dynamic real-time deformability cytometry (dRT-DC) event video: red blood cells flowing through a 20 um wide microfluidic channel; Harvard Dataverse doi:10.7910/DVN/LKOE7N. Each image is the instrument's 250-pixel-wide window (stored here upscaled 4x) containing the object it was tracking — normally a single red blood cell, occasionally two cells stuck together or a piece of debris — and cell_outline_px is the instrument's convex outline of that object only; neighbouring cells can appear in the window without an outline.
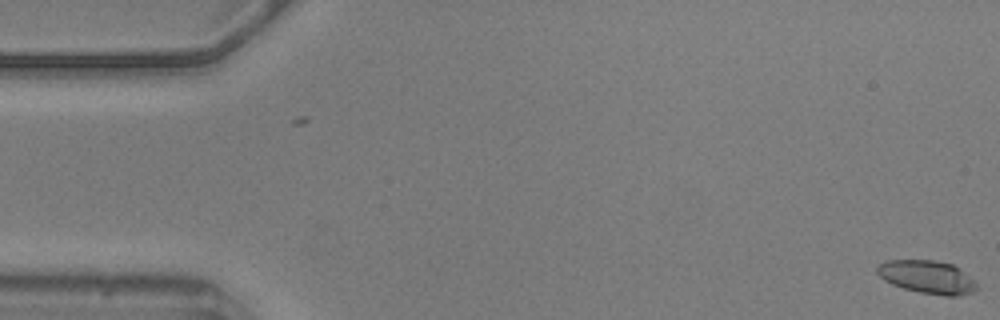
{"species": "common noctule bat (a hibernating species)", "species_latin": "Nyctalus noctula", "temperature_condition": "warm", "stored_images_in_passage": 3, "camera_frame_rate_fps": 3000, "um_per_image_px": 0.085, "animal": {"sex": "male", "body_mass_g": 20.5, "forearm_length_mm": 52.5}, "frame": {"image": 1, "passage_image": 3, "time_ms": 0.667, "image_size_px": [1000, 320], "cell_outline_px": [[980, 288], [972, 292], [960, 296], [944, 296], [920, 292], [904, 288], [892, 284], [884, 280], [876, 272], [876, 268], [880, 264], [888, 260], [932, 260], [952, 264], [960, 268], [976, 280]], "centroid_in_image_um": [78.88, 23.55], "position_along_channel_um": 6.1, "area_um2": 19.42}}